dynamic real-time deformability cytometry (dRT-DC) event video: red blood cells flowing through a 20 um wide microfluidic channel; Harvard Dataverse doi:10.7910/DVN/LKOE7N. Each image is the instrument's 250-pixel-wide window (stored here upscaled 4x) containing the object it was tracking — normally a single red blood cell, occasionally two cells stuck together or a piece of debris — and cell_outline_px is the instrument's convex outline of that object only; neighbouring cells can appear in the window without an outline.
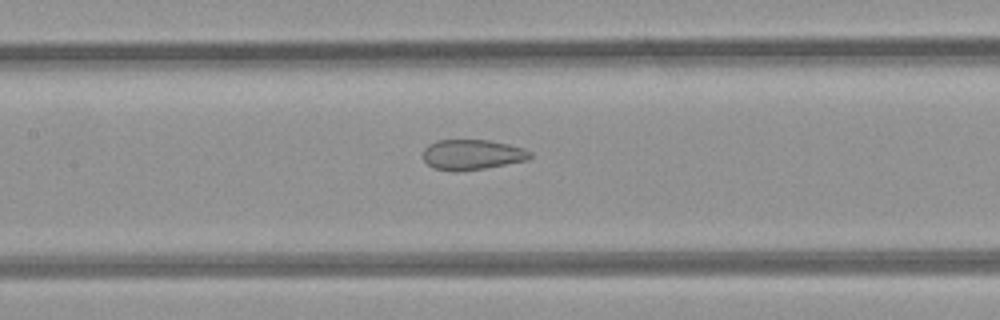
{"species": "common noctule bat (a hibernating species)", "species_latin": "Nyctalus noctula", "temperature_condition": "room temperature", "stored_images_in_passage": 42, "camera_frame_rate_fps": 3000, "um_per_image_px": 0.085, "animal": {"sex": "female", "body_mass_g": 21.9}, "frame": {"image": 1, "passage_image": 15, "time_ms": 4.667, "image_size_px": [1000, 320], "cell_outline_px": [[532, 156], [528, 160], [484, 168], [456, 172], [432, 168], [424, 160], [424, 148], [428, 144], [436, 140], [488, 140], [508, 144], [524, 148], [532, 152]], "centroid_in_image_um": [40.13, 13.14], "position_along_channel_um": 167.3, "area_um2": 18.96}}
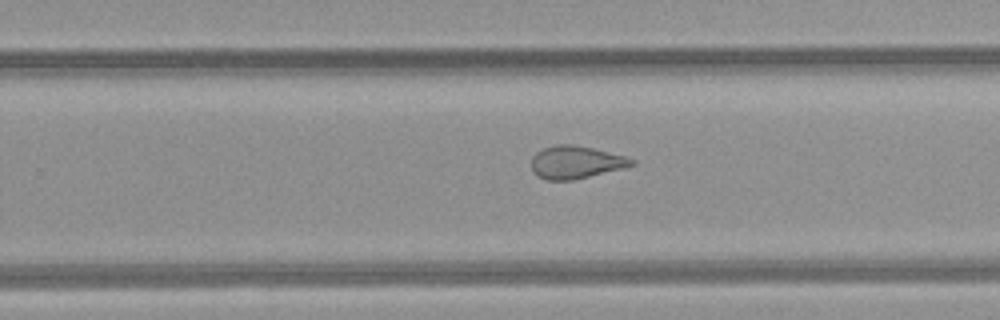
{"frame": {"image": 2, "passage_image": 23, "time_ms": 7.333, "image_size_px": [1000, 320], "cell_outline_px": [[636, 164], [624, 168], [572, 180], [548, 180], [536, 176], [532, 172], [532, 156], [536, 152], [544, 148], [556, 144], [572, 144], [592, 148], [624, 156], [636, 160]], "centroid_in_image_um": [48.92, 13.79], "position_along_channel_um": 280.9, "area_um2": 19.07}}
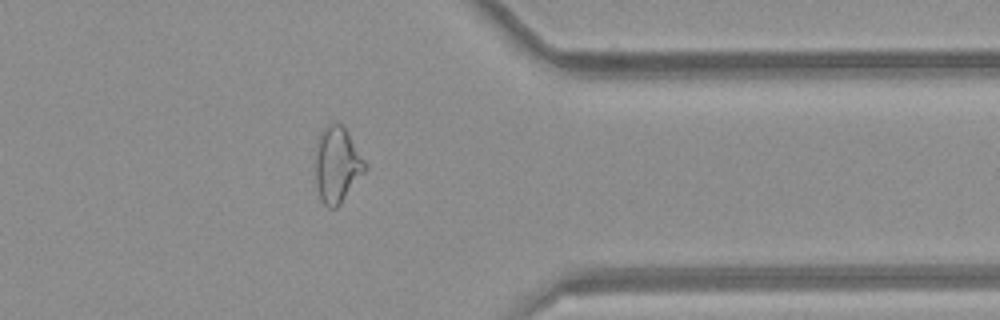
{"frame": {"image": 3, "passage_image": 31, "time_ms": 10.0, "image_size_px": [1000, 320], "cell_outline_px": [[368, 168], [340, 204], [336, 208], [328, 208], [320, 200], [316, 184], [316, 140], [320, 132], [328, 124], [344, 124], [368, 164]], "centroid_in_image_um": [28.67, 13.98], "position_along_channel_um": 382.7, "area_um2": 22.31}}